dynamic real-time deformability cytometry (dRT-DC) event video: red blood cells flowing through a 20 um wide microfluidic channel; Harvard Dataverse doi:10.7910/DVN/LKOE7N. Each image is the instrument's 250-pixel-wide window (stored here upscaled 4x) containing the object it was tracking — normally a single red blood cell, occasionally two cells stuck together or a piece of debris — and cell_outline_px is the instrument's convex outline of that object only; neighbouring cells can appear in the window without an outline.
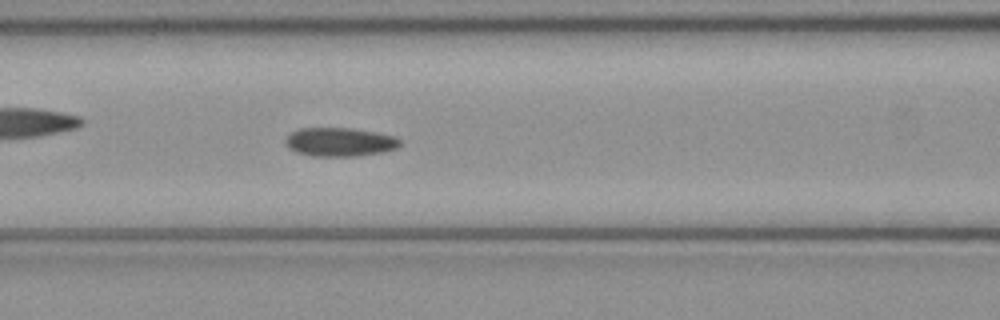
{"species": "common noctule bat (a hibernating species)", "species_latin": "Nyctalus noctula", "temperature_condition": "cold", "stored_images_in_passage": 49, "camera_frame_rate_fps": 3000, "um_per_image_px": 0.085, "animal": {"sex": "female", "body_mass_g": 21.9}, "frame": {"image": 1, "passage_image": 20, "time_ms": 6.333, "image_size_px": [1000, 320], "cell_outline_px": [[400, 144], [396, 148], [384, 152], [356, 156], [312, 156], [296, 152], [288, 148], [284, 144], [284, 140], [292, 132], [300, 128], [352, 128], [376, 132], [392, 136], [400, 140]], "centroid_in_image_um": [28.84, 12.07], "position_along_channel_um": 137.8, "area_um2": 19.19}}
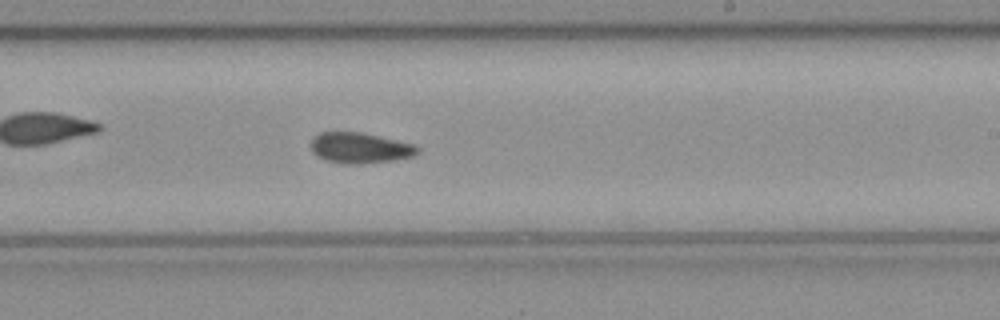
{"frame": {"image": 2, "passage_image": 29, "time_ms": 9.333, "image_size_px": [1000, 320], "cell_outline_px": [[420, 152], [412, 156], [396, 160], [360, 164], [344, 164], [324, 160], [312, 152], [312, 140], [320, 132], [360, 132], [416, 144], [420, 148]], "centroid_in_image_um": [30.64, 12.58], "position_along_channel_um": 258.4, "area_um2": 19.13}}
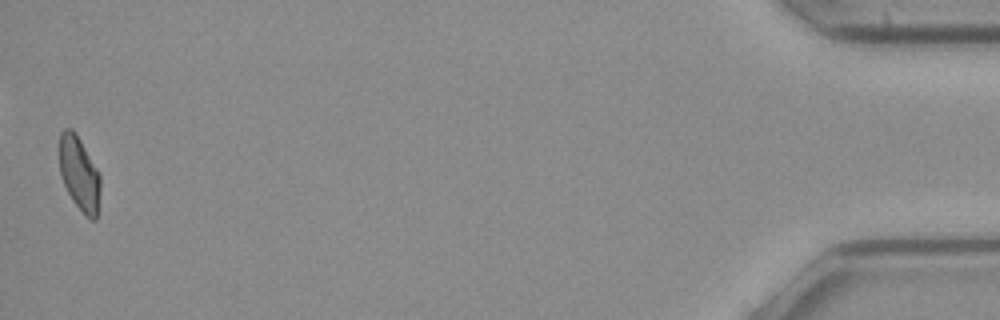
{"frame": {"image": 3, "passage_image": 49, "time_ms": 16.0, "image_size_px": [1000, 320], "cell_outline_px": [[100, 188], [96, 220], [88, 220], [84, 216], [72, 200], [64, 184], [60, 172], [60, 132], [64, 128], [72, 128], [76, 132], [96, 168], [100, 176]], "centroid_in_image_um": [6.74, 14.78], "position_along_channel_um": 428.5, "area_um2": 17.63}, "authors_computed_cell_mechanics": {"area_um2": 18.9584, "velocity_mm_per_s": 4.0298, "shape_relaxation_time_tau1_ms": 6.9701, "shape_relaxation_time_tau2_ms": 2.8823, "deformation_change_tau1": 0.1492, "deformation_change_tau2": 0.0773}}